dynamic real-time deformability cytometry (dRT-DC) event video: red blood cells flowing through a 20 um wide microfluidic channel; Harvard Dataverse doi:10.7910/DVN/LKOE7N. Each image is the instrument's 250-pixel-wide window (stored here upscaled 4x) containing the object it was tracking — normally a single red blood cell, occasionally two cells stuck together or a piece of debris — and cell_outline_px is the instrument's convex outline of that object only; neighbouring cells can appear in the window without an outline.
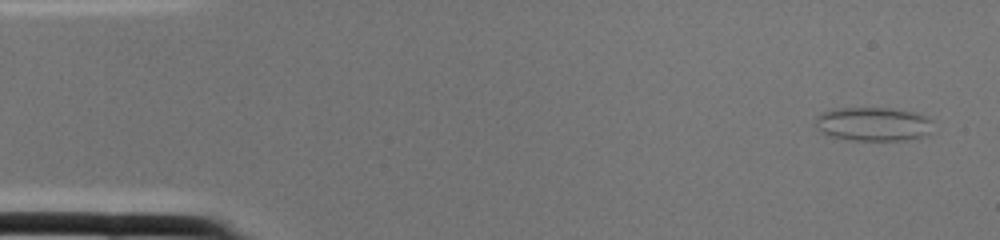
{"species": "common noctule bat (a hibernating species)", "species_latin": "Nyctalus noctula", "temperature_condition": "cold", "stored_images_in_passage": 2, "camera_frame_rate_fps": 3000, "um_per_image_px": 0.085, "animal": {"sex": "female", "body_mass_g": 22.0, "forearm_length_mm": 56.7}, "frame": {"image": 1, "passage_image": 1, "time_ms": 0.0, "image_size_px": [1000, 240], "cell_outline_px": [[932, 132], [924, 136], [904, 140], [844, 140], [832, 136], [816, 128], [816, 116], [820, 112], [836, 108], [884, 108], [912, 112], [924, 116], [932, 120]], "centroid_in_image_um": [74.21, 10.55], "position_along_channel_um": 10.8, "area_um2": 23.18}}
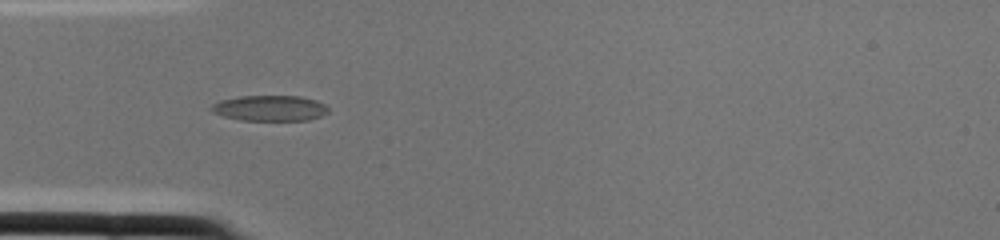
{"frame": {"image": 2, "passage_image": 2, "time_ms": 0.333, "image_size_px": [1000, 240], "cell_outline_px": [[328, 112], [320, 116], [308, 120], [240, 120], [224, 116], [212, 112], [208, 108], [212, 104], [220, 100], [240, 96], [300, 96], [316, 100], [324, 104], [328, 108]], "centroid_in_image_um": [22.91, 9.19], "position_along_channel_um": 62.1, "area_um2": 17.46}}